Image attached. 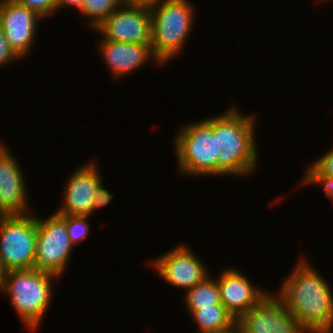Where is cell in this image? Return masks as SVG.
Wrapping results in <instances>:
<instances>
[{
    "mask_svg": "<svg viewBox=\"0 0 333 333\" xmlns=\"http://www.w3.org/2000/svg\"><path fill=\"white\" fill-rule=\"evenodd\" d=\"M318 273L300 258L277 296L307 333H331L333 295L330 284Z\"/></svg>",
    "mask_w": 333,
    "mask_h": 333,
    "instance_id": "cell-1",
    "label": "cell"
},
{
    "mask_svg": "<svg viewBox=\"0 0 333 333\" xmlns=\"http://www.w3.org/2000/svg\"><path fill=\"white\" fill-rule=\"evenodd\" d=\"M255 116L241 113L230 107L218 115V143L220 155L217 157V176L250 175L258 160L255 143Z\"/></svg>",
    "mask_w": 333,
    "mask_h": 333,
    "instance_id": "cell-2",
    "label": "cell"
},
{
    "mask_svg": "<svg viewBox=\"0 0 333 333\" xmlns=\"http://www.w3.org/2000/svg\"><path fill=\"white\" fill-rule=\"evenodd\" d=\"M149 8L152 52L165 65L183 52L193 28L195 8L189 0H162Z\"/></svg>",
    "mask_w": 333,
    "mask_h": 333,
    "instance_id": "cell-3",
    "label": "cell"
},
{
    "mask_svg": "<svg viewBox=\"0 0 333 333\" xmlns=\"http://www.w3.org/2000/svg\"><path fill=\"white\" fill-rule=\"evenodd\" d=\"M174 141L178 169L185 175L217 176L218 116L188 123Z\"/></svg>",
    "mask_w": 333,
    "mask_h": 333,
    "instance_id": "cell-4",
    "label": "cell"
},
{
    "mask_svg": "<svg viewBox=\"0 0 333 333\" xmlns=\"http://www.w3.org/2000/svg\"><path fill=\"white\" fill-rule=\"evenodd\" d=\"M56 277L35 268L6 272L1 293L9 296L12 307L29 330H36L41 324L51 303V282Z\"/></svg>",
    "mask_w": 333,
    "mask_h": 333,
    "instance_id": "cell-5",
    "label": "cell"
},
{
    "mask_svg": "<svg viewBox=\"0 0 333 333\" xmlns=\"http://www.w3.org/2000/svg\"><path fill=\"white\" fill-rule=\"evenodd\" d=\"M36 237L35 214L0 215V259L7 271L34 268Z\"/></svg>",
    "mask_w": 333,
    "mask_h": 333,
    "instance_id": "cell-6",
    "label": "cell"
},
{
    "mask_svg": "<svg viewBox=\"0 0 333 333\" xmlns=\"http://www.w3.org/2000/svg\"><path fill=\"white\" fill-rule=\"evenodd\" d=\"M37 237L34 268L60 276L68 266L73 245L65 220L54 212L45 220L36 216Z\"/></svg>",
    "mask_w": 333,
    "mask_h": 333,
    "instance_id": "cell-7",
    "label": "cell"
},
{
    "mask_svg": "<svg viewBox=\"0 0 333 333\" xmlns=\"http://www.w3.org/2000/svg\"><path fill=\"white\" fill-rule=\"evenodd\" d=\"M237 333H307L277 295L267 293L236 320Z\"/></svg>",
    "mask_w": 333,
    "mask_h": 333,
    "instance_id": "cell-8",
    "label": "cell"
},
{
    "mask_svg": "<svg viewBox=\"0 0 333 333\" xmlns=\"http://www.w3.org/2000/svg\"><path fill=\"white\" fill-rule=\"evenodd\" d=\"M102 40L151 44V13L148 6L121 4L95 28Z\"/></svg>",
    "mask_w": 333,
    "mask_h": 333,
    "instance_id": "cell-9",
    "label": "cell"
},
{
    "mask_svg": "<svg viewBox=\"0 0 333 333\" xmlns=\"http://www.w3.org/2000/svg\"><path fill=\"white\" fill-rule=\"evenodd\" d=\"M152 265L164 281L185 291L210 276L203 262L188 246L182 244L155 258Z\"/></svg>",
    "mask_w": 333,
    "mask_h": 333,
    "instance_id": "cell-10",
    "label": "cell"
},
{
    "mask_svg": "<svg viewBox=\"0 0 333 333\" xmlns=\"http://www.w3.org/2000/svg\"><path fill=\"white\" fill-rule=\"evenodd\" d=\"M42 19L35 11L10 0H0V27L13 50L21 57L28 55Z\"/></svg>",
    "mask_w": 333,
    "mask_h": 333,
    "instance_id": "cell-11",
    "label": "cell"
},
{
    "mask_svg": "<svg viewBox=\"0 0 333 333\" xmlns=\"http://www.w3.org/2000/svg\"><path fill=\"white\" fill-rule=\"evenodd\" d=\"M9 149L0 145V215H22L28 208V192L22 170ZM28 203V204H27ZM29 209V210H28Z\"/></svg>",
    "mask_w": 333,
    "mask_h": 333,
    "instance_id": "cell-12",
    "label": "cell"
},
{
    "mask_svg": "<svg viewBox=\"0 0 333 333\" xmlns=\"http://www.w3.org/2000/svg\"><path fill=\"white\" fill-rule=\"evenodd\" d=\"M79 167L67 180L63 189L64 203L55 211L58 215L91 216L92 198L102 178L94 161Z\"/></svg>",
    "mask_w": 333,
    "mask_h": 333,
    "instance_id": "cell-13",
    "label": "cell"
},
{
    "mask_svg": "<svg viewBox=\"0 0 333 333\" xmlns=\"http://www.w3.org/2000/svg\"><path fill=\"white\" fill-rule=\"evenodd\" d=\"M219 275L216 280L221 303L235 320L247 313L269 293L262 288L254 287L249 279L235 268L226 269Z\"/></svg>",
    "mask_w": 333,
    "mask_h": 333,
    "instance_id": "cell-14",
    "label": "cell"
},
{
    "mask_svg": "<svg viewBox=\"0 0 333 333\" xmlns=\"http://www.w3.org/2000/svg\"><path fill=\"white\" fill-rule=\"evenodd\" d=\"M101 55L105 60L115 78L125 76L135 71L145 62L156 61L161 64L154 56L151 44H133L124 42H113L110 40H101L99 44ZM117 76V77H116Z\"/></svg>",
    "mask_w": 333,
    "mask_h": 333,
    "instance_id": "cell-15",
    "label": "cell"
},
{
    "mask_svg": "<svg viewBox=\"0 0 333 333\" xmlns=\"http://www.w3.org/2000/svg\"><path fill=\"white\" fill-rule=\"evenodd\" d=\"M190 316L198 327V333L237 330L235 318L226 310L224 305L199 307Z\"/></svg>",
    "mask_w": 333,
    "mask_h": 333,
    "instance_id": "cell-16",
    "label": "cell"
},
{
    "mask_svg": "<svg viewBox=\"0 0 333 333\" xmlns=\"http://www.w3.org/2000/svg\"><path fill=\"white\" fill-rule=\"evenodd\" d=\"M184 302L191 315L199 307H212L223 305L219 294L218 282L209 276L200 284L195 285L185 292Z\"/></svg>",
    "mask_w": 333,
    "mask_h": 333,
    "instance_id": "cell-17",
    "label": "cell"
},
{
    "mask_svg": "<svg viewBox=\"0 0 333 333\" xmlns=\"http://www.w3.org/2000/svg\"><path fill=\"white\" fill-rule=\"evenodd\" d=\"M121 4V0H84L79 12L90 18L88 25L94 30Z\"/></svg>",
    "mask_w": 333,
    "mask_h": 333,
    "instance_id": "cell-18",
    "label": "cell"
},
{
    "mask_svg": "<svg viewBox=\"0 0 333 333\" xmlns=\"http://www.w3.org/2000/svg\"><path fill=\"white\" fill-rule=\"evenodd\" d=\"M66 222V228L70 243L76 245L87 237L90 231L88 218L90 216L83 215H60Z\"/></svg>",
    "mask_w": 333,
    "mask_h": 333,
    "instance_id": "cell-19",
    "label": "cell"
},
{
    "mask_svg": "<svg viewBox=\"0 0 333 333\" xmlns=\"http://www.w3.org/2000/svg\"><path fill=\"white\" fill-rule=\"evenodd\" d=\"M303 177L302 184H320L324 187L327 198L333 202V177L322 175L312 164Z\"/></svg>",
    "mask_w": 333,
    "mask_h": 333,
    "instance_id": "cell-20",
    "label": "cell"
},
{
    "mask_svg": "<svg viewBox=\"0 0 333 333\" xmlns=\"http://www.w3.org/2000/svg\"><path fill=\"white\" fill-rule=\"evenodd\" d=\"M24 5L44 18L58 11L56 0H10Z\"/></svg>",
    "mask_w": 333,
    "mask_h": 333,
    "instance_id": "cell-21",
    "label": "cell"
},
{
    "mask_svg": "<svg viewBox=\"0 0 333 333\" xmlns=\"http://www.w3.org/2000/svg\"><path fill=\"white\" fill-rule=\"evenodd\" d=\"M18 59H21V57L10 46L4 31L0 27V67Z\"/></svg>",
    "mask_w": 333,
    "mask_h": 333,
    "instance_id": "cell-22",
    "label": "cell"
},
{
    "mask_svg": "<svg viewBox=\"0 0 333 333\" xmlns=\"http://www.w3.org/2000/svg\"><path fill=\"white\" fill-rule=\"evenodd\" d=\"M101 182L95 190L93 195V204L91 209V215L96 209L108 206L110 201L114 198L113 194L104 188Z\"/></svg>",
    "mask_w": 333,
    "mask_h": 333,
    "instance_id": "cell-23",
    "label": "cell"
},
{
    "mask_svg": "<svg viewBox=\"0 0 333 333\" xmlns=\"http://www.w3.org/2000/svg\"><path fill=\"white\" fill-rule=\"evenodd\" d=\"M312 165L322 174L333 177V148L321 158L314 161Z\"/></svg>",
    "mask_w": 333,
    "mask_h": 333,
    "instance_id": "cell-24",
    "label": "cell"
},
{
    "mask_svg": "<svg viewBox=\"0 0 333 333\" xmlns=\"http://www.w3.org/2000/svg\"><path fill=\"white\" fill-rule=\"evenodd\" d=\"M83 3L84 0H56L58 10H60L61 8L63 9V7L65 8V6H70L71 8L76 7V9L80 10Z\"/></svg>",
    "mask_w": 333,
    "mask_h": 333,
    "instance_id": "cell-25",
    "label": "cell"
},
{
    "mask_svg": "<svg viewBox=\"0 0 333 333\" xmlns=\"http://www.w3.org/2000/svg\"><path fill=\"white\" fill-rule=\"evenodd\" d=\"M162 0H121L122 4H128V5H143V6H152L155 5Z\"/></svg>",
    "mask_w": 333,
    "mask_h": 333,
    "instance_id": "cell-26",
    "label": "cell"
},
{
    "mask_svg": "<svg viewBox=\"0 0 333 333\" xmlns=\"http://www.w3.org/2000/svg\"><path fill=\"white\" fill-rule=\"evenodd\" d=\"M6 272H7V270L4 268L2 260L0 259V292L4 285Z\"/></svg>",
    "mask_w": 333,
    "mask_h": 333,
    "instance_id": "cell-27",
    "label": "cell"
},
{
    "mask_svg": "<svg viewBox=\"0 0 333 333\" xmlns=\"http://www.w3.org/2000/svg\"><path fill=\"white\" fill-rule=\"evenodd\" d=\"M209 333H237V330H227L223 332H209Z\"/></svg>",
    "mask_w": 333,
    "mask_h": 333,
    "instance_id": "cell-28",
    "label": "cell"
}]
</instances>
